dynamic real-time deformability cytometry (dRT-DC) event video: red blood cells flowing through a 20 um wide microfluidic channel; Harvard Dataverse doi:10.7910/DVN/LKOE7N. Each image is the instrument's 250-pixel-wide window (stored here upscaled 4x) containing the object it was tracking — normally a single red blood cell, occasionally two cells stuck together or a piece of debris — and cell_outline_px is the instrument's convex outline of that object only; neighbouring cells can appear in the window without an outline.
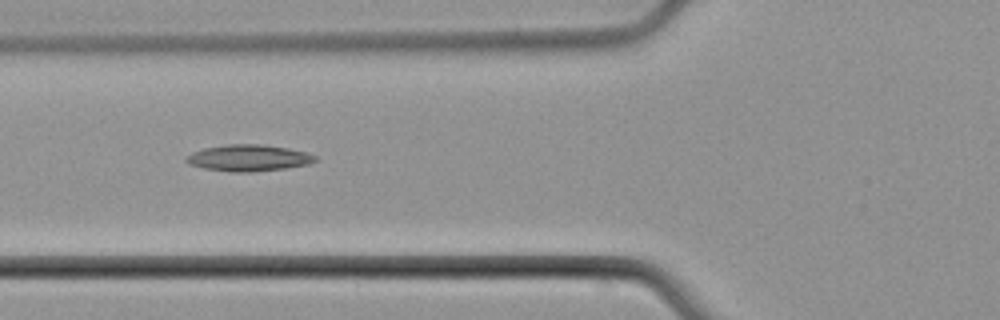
{"species": "common noctule bat (a hibernating species)", "species_latin": "Nyctalus noctula", "temperature_condition": "cold", "stored_images_in_passage": 6, "camera_frame_rate_fps": 3000, "um_per_image_px": 0.085, "animal": {"sex": "male", "body_mass_g": 21.5, "forearm_length_mm": 52.0}, "frame": {"image": 1, "passage_image": 4, "time_ms": 6.0, "image_size_px": [1000, 320], "cell_outline_px": [[316, 160], [308, 164], [284, 168], [252, 172], [228, 172], [204, 168], [188, 164], [184, 160], [192, 152], [204, 148], [228, 144], [264, 144], [288, 148], [308, 152], [316, 156]], "centroid_in_image_um": [21.12, 13.42], "position_along_channel_um": 104.7, "area_um2": 19.94}}
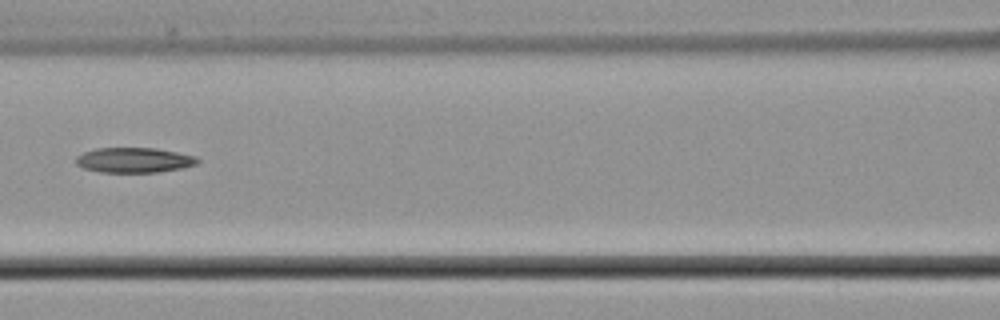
{"frame": {"image": 2, "passage_image": 5, "time_ms": 7.333, "image_size_px": [1000, 320], "cell_outline_px": [[200, 160], [196, 164], [184, 168], [156, 172], [100, 172], [84, 168], [76, 164], [76, 156], [84, 152], [96, 148], [156, 148], [196, 156]], "centroid_in_image_um": [11.4, 13.61], "position_along_channel_um": 155.2, "area_um2": 17.74}}
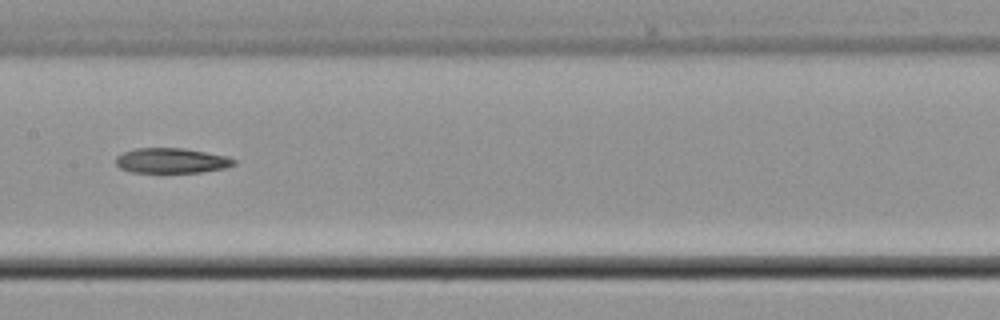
{"frame": {"image": 3, "passage_image": 6, "time_ms": 8.333, "image_size_px": [1000, 320], "cell_outline_px": [[236, 164], [228, 168], [200, 172], [132, 172], [120, 168], [116, 164], [116, 156], [124, 152], [136, 148], [184, 148], [228, 156], [236, 160]], "centroid_in_image_um": [14.62, 13.65], "position_along_channel_um": 192.8, "area_um2": 17.34}}